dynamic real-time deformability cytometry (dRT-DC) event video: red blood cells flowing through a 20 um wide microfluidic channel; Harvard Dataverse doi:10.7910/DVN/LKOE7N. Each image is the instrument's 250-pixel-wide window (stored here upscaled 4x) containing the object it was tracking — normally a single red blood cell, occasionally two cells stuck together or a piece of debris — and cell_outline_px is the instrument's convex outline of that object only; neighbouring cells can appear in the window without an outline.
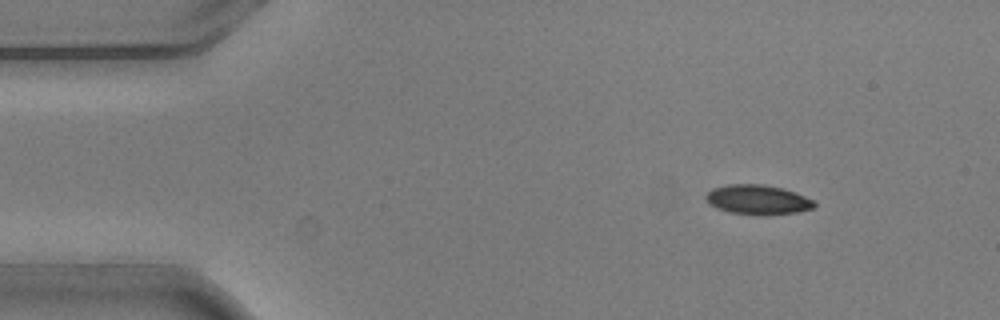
{"species": "common noctule bat (a hibernating species)", "species_latin": "Nyctalus noctula", "temperature_condition": "warm", "stored_images_in_passage": 3, "camera_frame_rate_fps": 3000, "um_per_image_px": 0.085, "animal": {"sex": "male", "body_mass_g": 20.5, "forearm_length_mm": 52.5}, "frame": {"image": 1, "passage_image": 1, "time_ms": 0.0, "image_size_px": [1000, 320], "cell_outline_px": [[816, 204], [812, 208], [796, 212], [728, 212], [716, 208], [708, 204], [704, 196], [712, 188], [728, 184], [764, 184], [784, 188], [796, 192], [812, 200]], "centroid_in_image_um": [64.34, 16.91], "position_along_channel_um": 20.7, "area_um2": 17.98}}
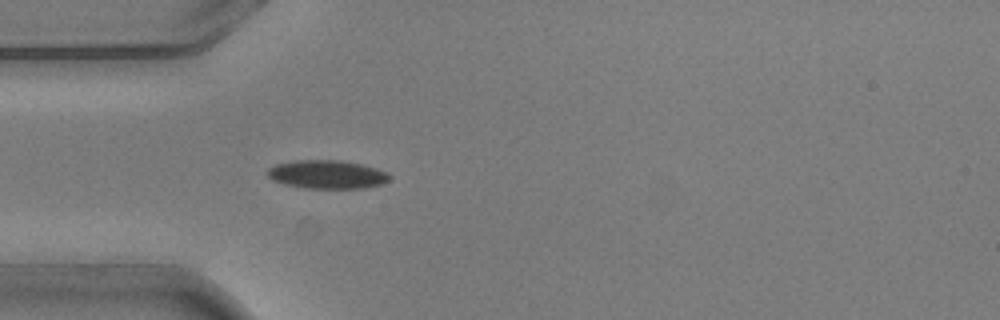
{"frame": {"image": 2, "passage_image": 3, "time_ms": 0.667, "image_size_px": [1000, 320], "cell_outline_px": [[392, 176], [388, 180], [380, 184], [364, 188], [308, 188], [284, 184], [272, 180], [268, 176], [268, 168], [276, 164], [292, 160], [340, 160], [360, 164], [376, 168], [388, 172]], "centroid_in_image_um": [27.8, 14.82], "position_along_channel_um": 57.2, "area_um2": 20.23}}